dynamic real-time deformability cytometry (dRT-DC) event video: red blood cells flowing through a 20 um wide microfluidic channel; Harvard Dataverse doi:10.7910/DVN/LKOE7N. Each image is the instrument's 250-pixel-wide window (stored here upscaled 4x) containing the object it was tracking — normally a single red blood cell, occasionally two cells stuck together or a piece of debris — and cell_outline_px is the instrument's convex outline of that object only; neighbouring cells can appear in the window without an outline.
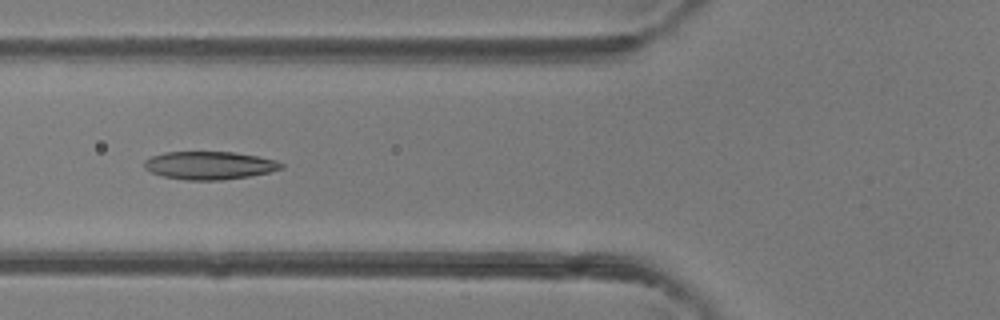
{"species": "common noctule bat (a hibernating species)", "species_latin": "Nyctalus noctula", "temperature_condition": "room temperature", "stored_images_in_passage": 5, "camera_frame_rate_fps": 3000, "um_per_image_px": 0.085, "animal": {"sex": "female"}, "frame": {"image": 1, "passage_image": 5, "time_ms": 5.333, "image_size_px": [1000, 320], "cell_outline_px": [[284, 168], [268, 172], [248, 176], [220, 180], [188, 180], [164, 176], [152, 172], [144, 168], [144, 160], [152, 156], [164, 152], [232, 152], [256, 156], [276, 160], [284, 164]], "centroid_in_image_um": [17.8, 14.05], "position_along_channel_um": 108.0, "area_um2": 22.14}}